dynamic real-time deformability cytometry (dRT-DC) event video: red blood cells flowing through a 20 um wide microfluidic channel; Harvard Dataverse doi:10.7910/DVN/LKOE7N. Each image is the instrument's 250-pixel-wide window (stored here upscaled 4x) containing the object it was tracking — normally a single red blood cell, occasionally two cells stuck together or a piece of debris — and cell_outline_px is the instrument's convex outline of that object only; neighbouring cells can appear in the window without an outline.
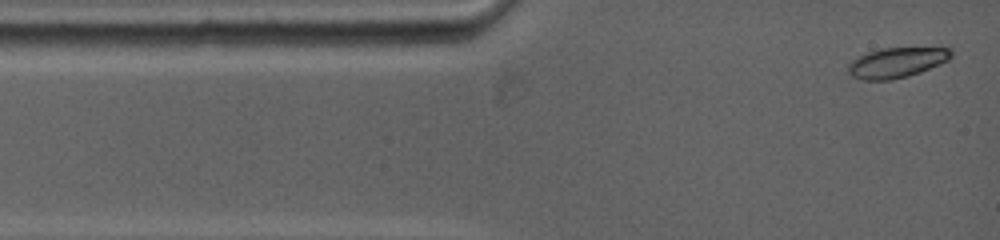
{"species": "common noctule bat (a hibernating species)", "species_latin": "Nyctalus noctula", "temperature_condition": "warm", "stored_images_in_passage": 35, "camera_frame_rate_fps": 5000, "um_per_image_px": 0.085, "animal": {"sex": "female", "body_mass_g": 19.0, "forearm_length_mm": 53.3}, "frame": {"image": 1, "passage_image": 1, "time_ms": 0.0, "image_size_px": [1000, 240], "cell_outline_px": [[952, 56], [948, 60], [940, 64], [920, 72], [908, 76], [892, 80], [860, 80], [852, 76], [848, 72], [848, 64], [852, 60], [868, 52], [880, 48], [952, 48]], "centroid_in_image_um": [76.21, 5.33], "position_along_channel_um": 8.8, "area_um2": 18.09}}
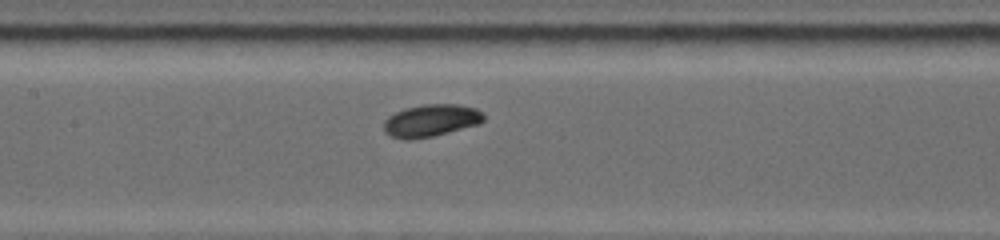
{"frame": {"image": 2, "passage_image": 20, "time_ms": 5.4, "image_size_px": [1000, 240], "cell_outline_px": [[484, 120], [480, 124], [432, 136], [408, 140], [404, 140], [392, 136], [384, 132], [384, 120], [388, 116], [404, 108], [424, 104], [456, 104], [476, 108], [484, 116]], "centroid_in_image_um": [36.61, 10.24], "position_along_channel_um": 170.8, "area_um2": 18.79}}
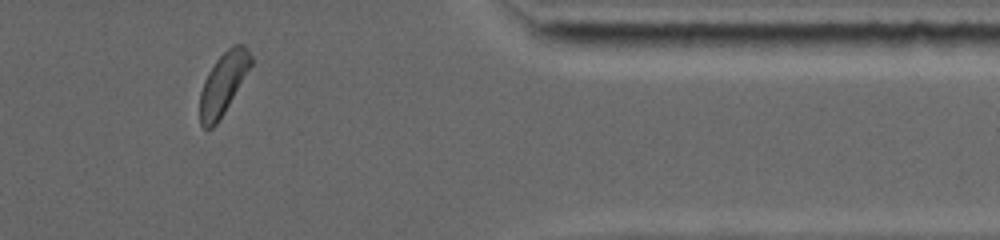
{"frame": {"image": 3, "passage_image": 34, "time_ms": 11.8, "image_size_px": [1000, 240], "cell_outline_px": [[252, 64], [224, 112], [216, 124], [212, 128], [204, 128], [200, 124], [200, 92], [204, 80], [208, 72], [216, 60], [232, 44], [244, 44], [252, 56]], "centroid_in_image_um": [18.96, 7.08], "position_along_channel_um": 392.4, "area_um2": 18.09}, "authors_computed_cell_mechanics": {"area_um2": 18.6116, "velocity_mm_per_s": 3.8249, "shape_relaxation_time_tau1_ms": 3.1753, "shape_relaxation_time_tau2_ms": 7.9379, "deformation_change_tau1": 0.1129, "deformation_change_tau2": 0.0884}}